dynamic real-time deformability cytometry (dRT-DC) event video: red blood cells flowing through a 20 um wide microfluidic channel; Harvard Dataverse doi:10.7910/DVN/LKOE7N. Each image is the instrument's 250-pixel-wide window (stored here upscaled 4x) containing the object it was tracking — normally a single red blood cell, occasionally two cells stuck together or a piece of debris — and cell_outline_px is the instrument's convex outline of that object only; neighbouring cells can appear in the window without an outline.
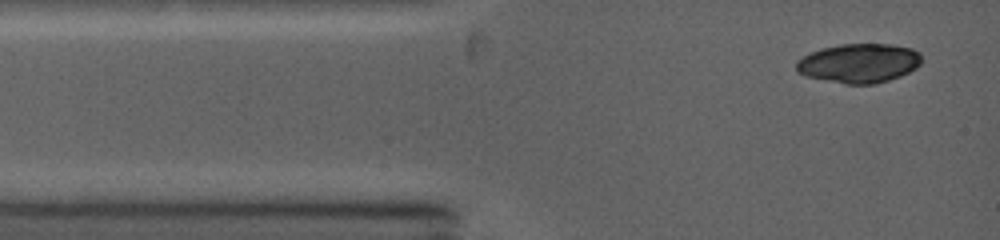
{"species": "common noctule bat (a hibernating species)", "species_latin": "Nyctalus noctula", "temperature_condition": "warm", "stored_images_in_passage": 5, "camera_frame_rate_fps": 5000, "um_per_image_px": 0.085, "animal": {"sex": "female", "body_mass_g": 19.0, "forearm_length_mm": 53.3}, "frame": {"image": 1, "passage_image": 1, "time_ms": 0.0, "image_size_px": [1000, 240], "cell_outline_px": [[920, 64], [916, 68], [900, 76], [888, 80], [872, 84], [844, 84], [804, 76], [796, 72], [796, 60], [820, 48], [840, 44], [892, 44], [912, 48], [920, 52]], "centroid_in_image_um": [72.99, 5.37], "position_along_channel_um": 12.0, "area_um2": 28.78}}